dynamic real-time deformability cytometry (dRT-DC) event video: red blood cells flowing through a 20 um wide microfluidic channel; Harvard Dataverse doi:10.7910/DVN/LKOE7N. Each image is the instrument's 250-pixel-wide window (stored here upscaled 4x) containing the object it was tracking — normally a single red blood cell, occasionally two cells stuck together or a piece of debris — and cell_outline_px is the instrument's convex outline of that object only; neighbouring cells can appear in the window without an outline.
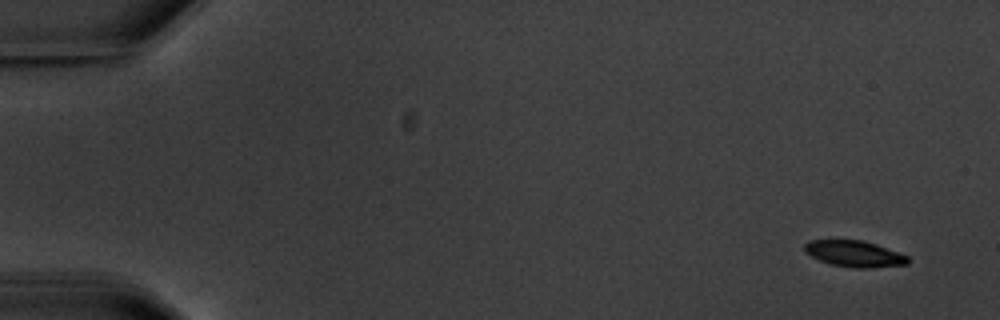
{"species": "common noctule bat (a hibernating species)", "species_latin": "Nyctalus noctula", "temperature_condition": "warm", "stored_images_in_passage": 4, "camera_frame_rate_fps": 3000, "um_per_image_px": 0.085, "animal": {"sex": "male", "body_mass_g": 20.1, "forearm_length_mm": 53.5}, "frame": {"image": 1, "passage_image": 1, "time_ms": 0.0, "image_size_px": [1000, 320], "cell_outline_px": [[908, 264], [872, 268], [852, 268], [832, 264], [820, 260], [804, 252], [804, 244], [808, 240], [864, 240], [876, 244], [908, 256]], "centroid_in_image_um": [72.61, 21.57], "position_along_channel_um": 12.4, "area_um2": 15.78}}
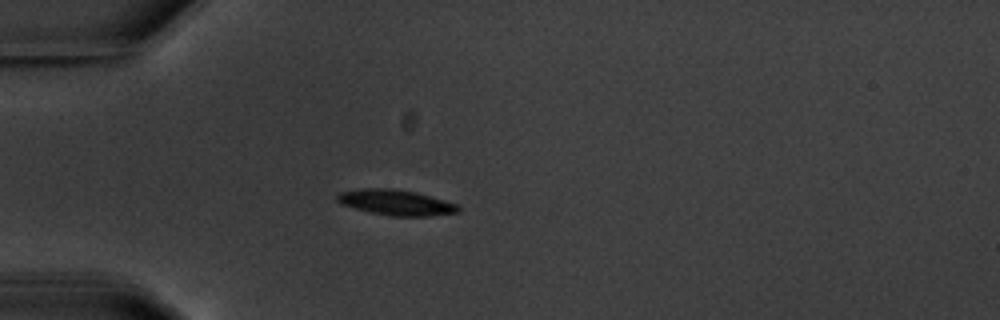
{"frame": {"image": 2, "passage_image": 3, "time_ms": 4.667, "image_size_px": [1000, 320], "cell_outline_px": [[460, 212], [428, 216], [392, 216], [372, 212], [340, 204], [336, 200], [336, 196], [340, 192], [364, 188], [392, 188], [416, 192], [460, 204]], "centroid_in_image_um": [33.7, 17.2], "position_along_channel_um": 51.3, "area_um2": 18.03}}